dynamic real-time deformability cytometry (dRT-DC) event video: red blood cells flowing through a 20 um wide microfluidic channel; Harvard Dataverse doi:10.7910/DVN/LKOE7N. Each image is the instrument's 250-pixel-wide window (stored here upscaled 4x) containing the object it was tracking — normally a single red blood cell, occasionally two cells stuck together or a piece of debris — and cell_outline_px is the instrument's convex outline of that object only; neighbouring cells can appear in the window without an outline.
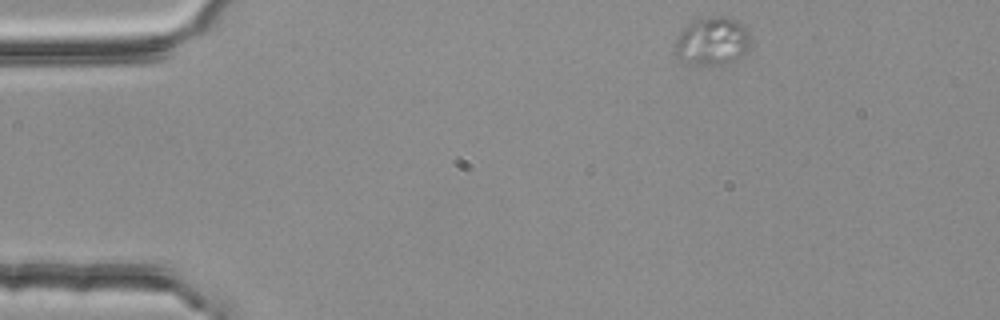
{"species": "common noctule bat (a hibernating species)", "species_latin": "Nyctalus noctula", "temperature_condition": "room temperature", "stored_images_in_passage": 2, "camera_frame_rate_fps": 3000, "um_per_image_px": 0.085, "animal": {"sex": "female", "body_mass_g": 25.1}, "frame": {"image": 1, "passage_image": 1, "time_ms": 0.0, "image_size_px": [1000, 320], "cell_outline_px": [[748, 52], [728, 64], [696, 64], [680, 60], [672, 52], [672, 48], [680, 32], [692, 20], [712, 16], [724, 16], [736, 20], [744, 24], [748, 28]], "centroid_in_image_um": [60.52, 3.49], "position_along_channel_um": 24.5, "area_um2": 21.44}}